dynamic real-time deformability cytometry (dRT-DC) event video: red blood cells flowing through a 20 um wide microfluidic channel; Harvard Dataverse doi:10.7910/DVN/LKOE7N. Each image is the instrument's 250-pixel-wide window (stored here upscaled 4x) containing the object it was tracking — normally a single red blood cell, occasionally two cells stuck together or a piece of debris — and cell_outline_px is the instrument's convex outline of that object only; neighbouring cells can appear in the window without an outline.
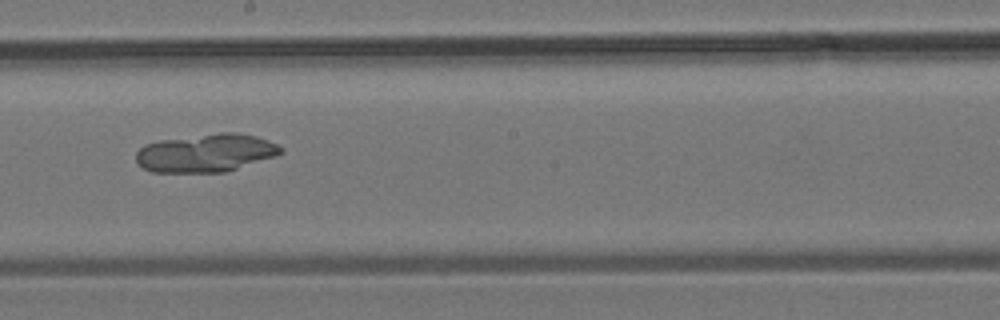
{"species": "common noctule bat (a hibernating species)", "species_latin": "Nyctalus noctula", "temperature_condition": "room temperature", "stored_images_in_passage": 42, "camera_frame_rate_fps": 3000, "um_per_image_px": 0.085, "animal": {"sex": "male", "body_mass_g": 19.2, "forearm_length_mm": 51.8}, "frame": {"image": 1, "passage_image": 24, "time_ms": 7.667, "image_size_px": [1000, 320], "cell_outline_px": [[284, 152], [276, 156], [224, 172], [152, 172], [136, 164], [136, 152], [144, 144], [160, 140], [220, 132], [240, 132], [256, 136], [268, 140], [284, 148]], "centroid_in_image_um": [17.5, 12.99], "position_along_channel_um": 230.7, "area_um2": 32.31}}